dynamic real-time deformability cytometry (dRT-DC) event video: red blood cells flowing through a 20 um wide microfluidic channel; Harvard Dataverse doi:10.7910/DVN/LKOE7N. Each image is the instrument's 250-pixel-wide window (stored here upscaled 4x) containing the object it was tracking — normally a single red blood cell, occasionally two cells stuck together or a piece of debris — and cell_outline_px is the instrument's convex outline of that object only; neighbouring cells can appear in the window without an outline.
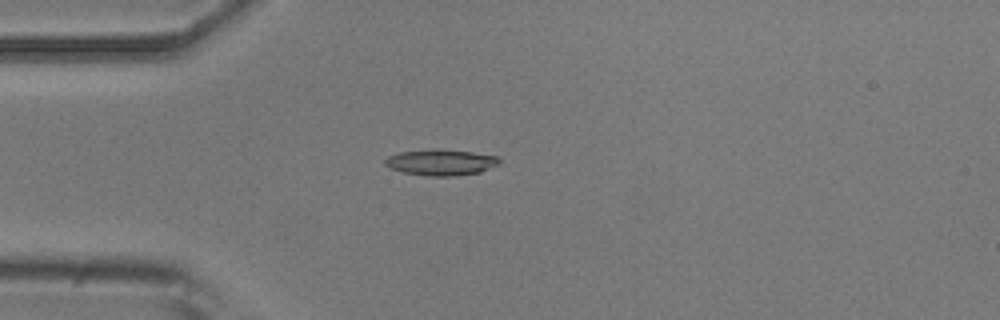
{"species": "common noctule bat (a hibernating species)", "species_latin": "Nyctalus noctula", "temperature_condition": "room temperature", "stored_images_in_passage": 9, "camera_frame_rate_fps": 3000, "um_per_image_px": 0.085, "animal": {"sex": "male", "body_mass_g": 20.5, "forearm_length_mm": 52.5}, "frame": {"image": 1, "passage_image": 2, "time_ms": 0.333, "image_size_px": [1000, 320], "cell_outline_px": [[500, 164], [480, 172], [456, 176], [428, 176], [404, 172], [388, 168], [384, 164], [384, 160], [388, 156], [400, 152], [472, 152], [500, 156]], "centroid_in_image_um": [37.52, 13.85], "position_along_channel_um": 47.5, "area_um2": 16.53}}